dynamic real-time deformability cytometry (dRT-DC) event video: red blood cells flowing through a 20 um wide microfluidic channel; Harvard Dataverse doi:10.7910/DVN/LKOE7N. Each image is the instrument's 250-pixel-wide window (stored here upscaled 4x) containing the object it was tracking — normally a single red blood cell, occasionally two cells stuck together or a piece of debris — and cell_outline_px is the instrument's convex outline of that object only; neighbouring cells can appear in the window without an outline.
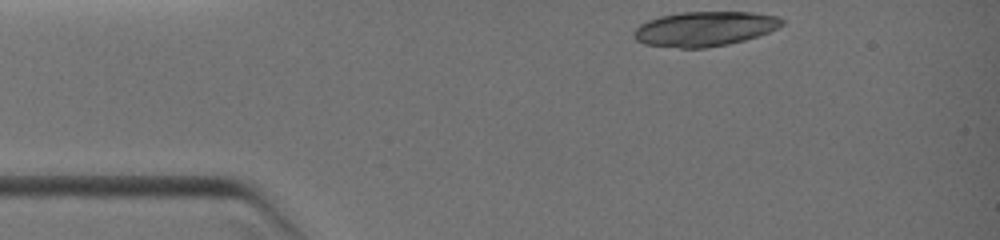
{"species": "common noctule bat (a hibernating species)", "species_latin": "Nyctalus noctula", "temperature_condition": "warm", "stored_images_in_passage": 13, "camera_frame_rate_fps": 3000, "um_per_image_px": 0.085, "animal": {"sex": "female", "body_mass_g": 19.0, "forearm_length_mm": 51.5}, "frame": {"image": 1, "passage_image": 1, "time_ms": 0.0, "image_size_px": [1000, 240], "cell_outline_px": [[784, 24], [768, 32], [744, 40], [728, 44], [704, 48], [680, 48], [644, 44], [636, 40], [632, 36], [632, 32], [640, 24], [648, 20], [660, 16], [680, 12], [752, 12], [776, 16], [784, 20]], "centroid_in_image_um": [59.85, 2.45], "position_along_channel_um": 25.1, "area_um2": 29.94}}
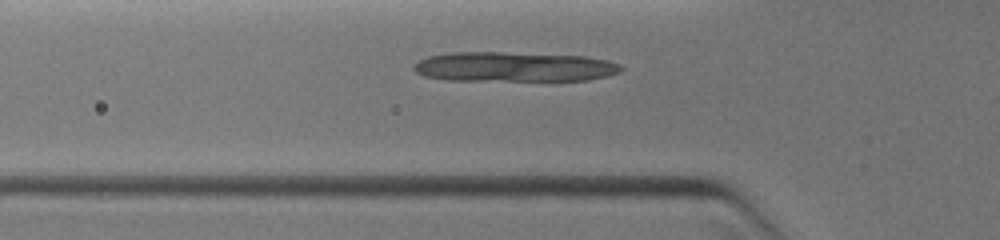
{"frame": {"image": 2, "passage_image": 12, "time_ms": 2.333, "image_size_px": [1000, 240], "cell_outline_px": [[624, 68], [620, 72], [608, 76], [588, 80], [448, 80], [424, 76], [416, 72], [412, 68], [420, 60], [428, 56], [452, 52], [504, 52], [584, 56], [608, 60], [620, 64]], "centroid_in_image_um": [43.72, 5.67], "position_along_channel_um": 82.1, "area_um2": 35.95}}